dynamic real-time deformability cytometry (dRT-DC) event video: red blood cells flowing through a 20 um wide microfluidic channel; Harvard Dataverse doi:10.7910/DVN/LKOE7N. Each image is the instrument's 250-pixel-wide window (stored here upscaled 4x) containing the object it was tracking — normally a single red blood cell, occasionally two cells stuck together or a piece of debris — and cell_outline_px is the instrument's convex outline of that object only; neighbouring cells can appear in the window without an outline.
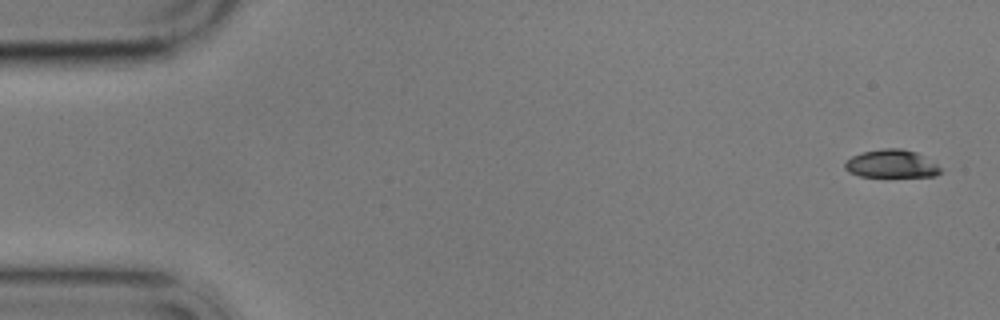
{"species": "common noctule bat (a hibernating species)", "species_latin": "Nyctalus noctula", "temperature_condition": "cold", "stored_images_in_passage": 5, "camera_frame_rate_fps": 3000, "um_per_image_px": 0.085, "animal": {"sex": "male", "body_mass_g": 17.9}, "frame": {"image": 1, "passage_image": 1, "time_ms": 0.0, "image_size_px": [1000, 320], "cell_outline_px": [[944, 168], [936, 176], [860, 176], [848, 172], [844, 168], [844, 164], [852, 156], [864, 152], [884, 148], [900, 148], [916, 152]], "centroid_in_image_um": [75.79, 13.92], "position_along_channel_um": 9.2, "area_um2": 15.49}}
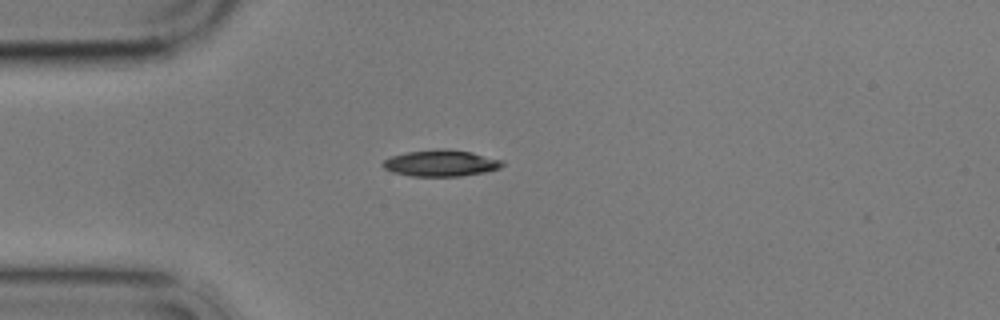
{"frame": {"image": 2, "passage_image": 5, "time_ms": 4.333, "image_size_px": [1000, 320], "cell_outline_px": [[504, 164], [500, 168], [484, 172], [460, 176], [412, 176], [392, 172], [384, 168], [380, 164], [384, 160], [392, 156], [408, 152], [436, 148], [444, 148], [472, 152], [504, 160]], "centroid_in_image_um": [37.48, 13.86], "position_along_channel_um": 47.5, "area_um2": 18.5}}